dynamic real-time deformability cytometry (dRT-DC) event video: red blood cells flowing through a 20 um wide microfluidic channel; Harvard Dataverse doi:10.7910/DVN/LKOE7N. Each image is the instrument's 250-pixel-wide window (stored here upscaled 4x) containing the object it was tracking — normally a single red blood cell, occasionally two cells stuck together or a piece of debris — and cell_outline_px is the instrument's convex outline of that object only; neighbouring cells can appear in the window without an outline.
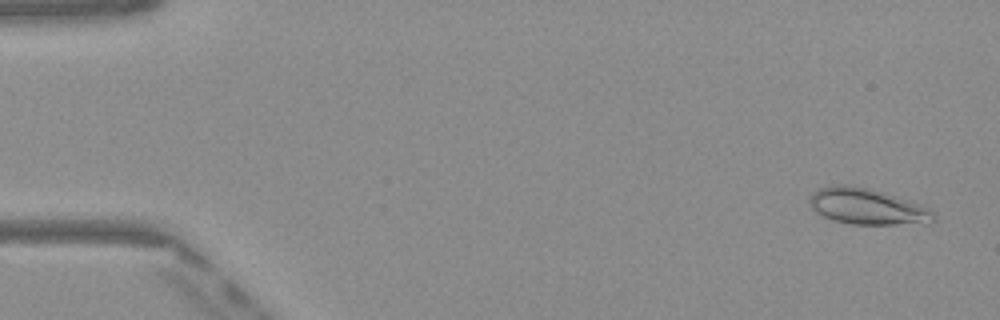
{"species": "Egyptian fruit bat (a non-hibernating species)", "species_latin": "Rousettus aegyptiacus", "temperature_condition": "warm", "stored_images_in_passage": 50, "camera_frame_rate_fps": 3000, "um_per_image_px": 0.085, "frame": {"image": 1, "passage_image": 2, "time_ms": 0.333, "image_size_px": [1000, 320], "cell_outline_px": [[936, 220], [928, 224], [852, 224], [832, 220], [820, 216], [808, 204], [808, 200], [820, 188], [840, 184], [844, 184], [864, 188], [896, 196], [932, 208], [936, 212]], "centroid_in_image_um": [73.78, 17.59], "position_along_channel_um": 11.2, "area_um2": 26.13}}
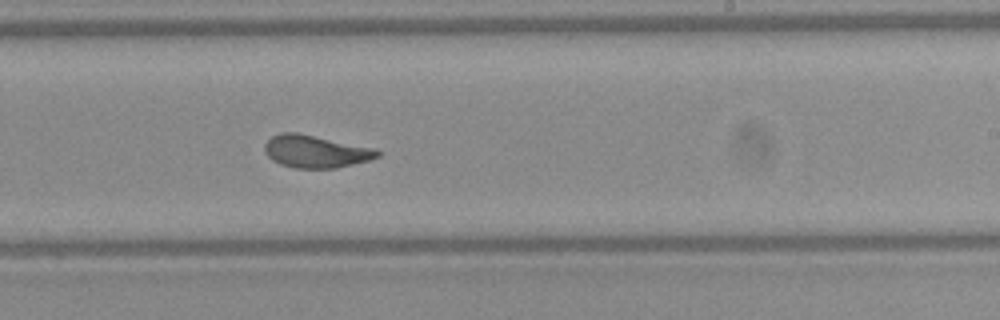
{"frame": {"image": 2, "passage_image": 30, "time_ms": 9.667, "image_size_px": [1000, 320], "cell_outline_px": [[380, 156], [368, 160], [336, 168], [296, 168], [280, 164], [272, 160], [264, 152], [264, 144], [272, 136], [280, 132], [296, 132], [376, 148], [380, 152]], "centroid_in_image_um": [26.81, 12.86], "position_along_channel_um": 262.2, "area_um2": 21.39}}
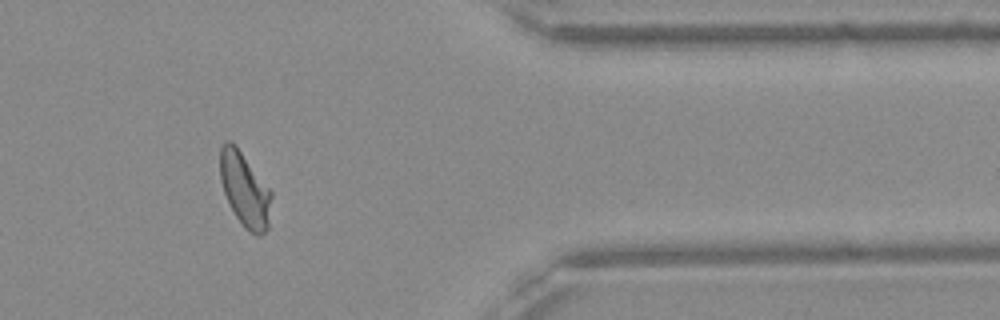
{"frame": {"image": 3, "passage_image": 41, "time_ms": 13.333, "image_size_px": [1000, 320], "cell_outline_px": [[272, 196], [268, 228], [260, 236], [256, 236], [248, 232], [244, 228], [236, 216], [224, 192], [220, 180], [220, 148], [224, 140], [232, 140], [236, 144], [272, 192]], "centroid_in_image_um": [20.81, 16.1], "position_along_channel_um": 390.6, "area_um2": 22.37}}